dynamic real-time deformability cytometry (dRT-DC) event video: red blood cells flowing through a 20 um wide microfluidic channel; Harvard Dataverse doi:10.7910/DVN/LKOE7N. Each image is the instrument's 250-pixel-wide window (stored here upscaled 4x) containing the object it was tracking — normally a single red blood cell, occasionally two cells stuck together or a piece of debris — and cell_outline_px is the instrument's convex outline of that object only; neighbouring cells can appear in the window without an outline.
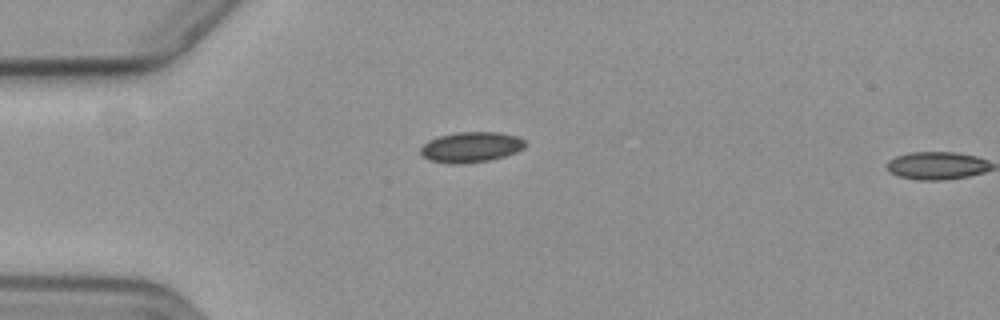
{"species": "common noctule bat (a hibernating species)", "species_latin": "Nyctalus noctula", "temperature_condition": "cold", "stored_images_in_passage": 2, "camera_frame_rate_fps": 3000, "um_per_image_px": 0.085, "animal": {"sex": "female", "body_mass_g": 19.3, "forearm_length_mm": 54.1}, "frame": {"image": 1, "passage_image": 1, "time_ms": 0.0, "image_size_px": [1000, 320], "cell_outline_px": [[528, 144], [524, 148], [516, 152], [504, 156], [488, 160], [464, 164], [448, 164], [428, 160], [420, 152], [420, 148], [428, 140], [440, 136], [456, 132], [500, 132], [516, 136], [524, 140]], "centroid_in_image_um": [40.03, 12.51], "position_along_channel_um": 45.0, "area_um2": 18.67}}